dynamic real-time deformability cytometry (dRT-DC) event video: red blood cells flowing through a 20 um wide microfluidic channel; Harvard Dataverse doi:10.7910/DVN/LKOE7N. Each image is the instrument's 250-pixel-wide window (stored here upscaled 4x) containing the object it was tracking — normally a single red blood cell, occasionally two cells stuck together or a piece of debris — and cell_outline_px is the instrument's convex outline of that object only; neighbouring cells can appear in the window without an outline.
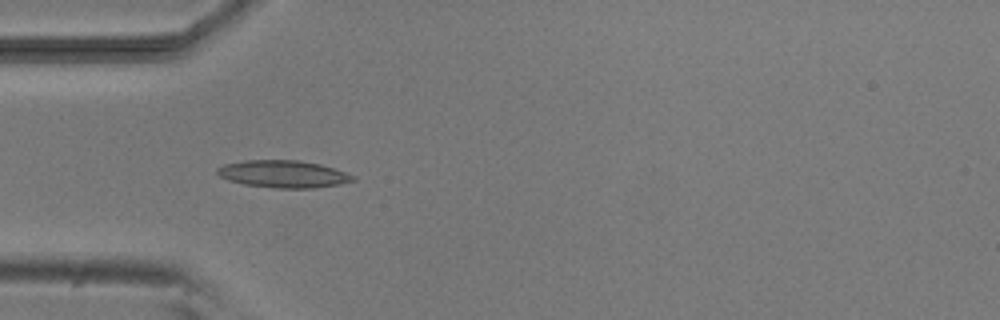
{"species": "common noctule bat (a hibernating species)", "species_latin": "Nyctalus noctula", "temperature_condition": "room temperature", "stored_images_in_passage": 5, "camera_frame_rate_fps": 3000, "um_per_image_px": 0.085, "animal": {"sex": "male", "body_mass_g": 20.5, "forearm_length_mm": 52.5}, "frame": {"image": 1, "passage_image": 5, "time_ms": 4.667, "image_size_px": [1000, 320], "cell_outline_px": [[356, 180], [340, 184], [316, 188], [276, 188], [244, 184], [228, 180], [220, 176], [216, 172], [216, 168], [224, 164], [244, 160], [300, 160], [320, 164], [356, 176]], "centroid_in_image_um": [24.08, 14.79], "position_along_channel_um": 60.9, "area_um2": 21.62}}